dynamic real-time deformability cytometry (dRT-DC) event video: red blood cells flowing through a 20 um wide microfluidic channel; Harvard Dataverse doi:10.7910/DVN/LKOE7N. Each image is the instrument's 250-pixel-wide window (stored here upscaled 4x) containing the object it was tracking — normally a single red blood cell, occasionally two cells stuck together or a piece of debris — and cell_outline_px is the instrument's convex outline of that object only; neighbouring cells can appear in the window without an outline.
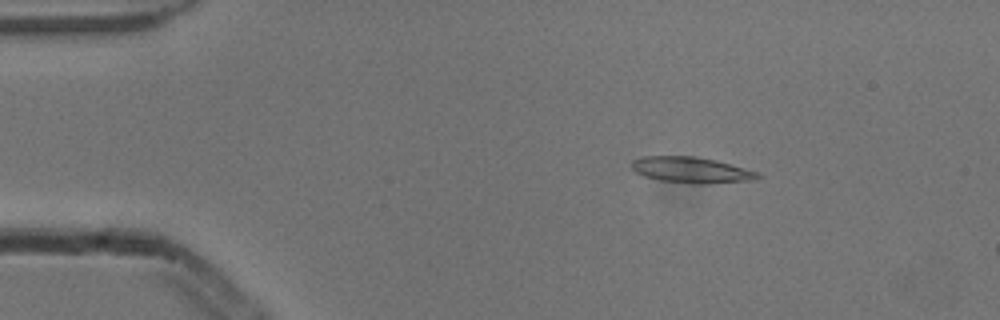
{"species": "common noctule bat (a hibernating species)", "species_latin": "Nyctalus noctula", "temperature_condition": "cold", "stored_images_in_passage": 3, "camera_frame_rate_fps": 3000, "um_per_image_px": 0.085, "animal": {"sex": "male", "body_mass_g": 13.3}, "frame": {"image": 1, "passage_image": 1, "time_ms": 0.0, "image_size_px": [1000, 320], "cell_outline_px": [[764, 176], [756, 180], [704, 184], [692, 184], [660, 180], [644, 176], [636, 172], [632, 168], [632, 160], [640, 156], [692, 156], [716, 160], [760, 172]], "centroid_in_image_um": [58.81, 14.45], "position_along_channel_um": 26.2, "area_um2": 19.31}}